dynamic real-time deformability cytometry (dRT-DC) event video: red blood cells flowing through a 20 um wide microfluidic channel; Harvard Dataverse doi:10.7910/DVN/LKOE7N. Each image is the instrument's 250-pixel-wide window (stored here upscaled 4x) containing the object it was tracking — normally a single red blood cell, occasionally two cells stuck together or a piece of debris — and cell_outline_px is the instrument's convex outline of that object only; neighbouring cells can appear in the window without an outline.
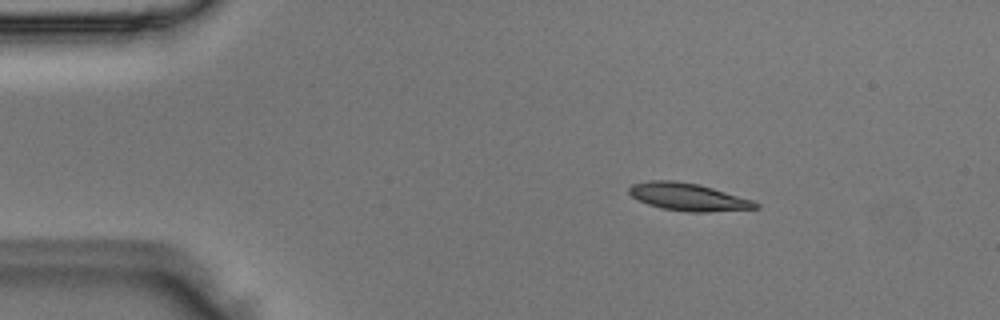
{"species": "Egyptian fruit bat (a non-hibernating species)", "species_latin": "Rousettus aegyptiacus", "temperature_condition": "room temperature", "stored_images_in_passage": 43, "camera_frame_rate_fps": 3000, "um_per_image_px": 0.085, "animal": {"sex": "male"}, "frame": {"image": 1, "passage_image": 1, "time_ms": 0.0, "image_size_px": [1000, 320], "cell_outline_px": [[760, 208], [708, 212], [688, 212], [660, 208], [648, 204], [632, 196], [628, 192], [628, 188], [632, 184], [648, 180], [676, 180], [700, 184], [752, 200], [760, 204]], "centroid_in_image_um": [58.49, 16.73], "position_along_channel_um": 26.5, "area_um2": 20.4}}
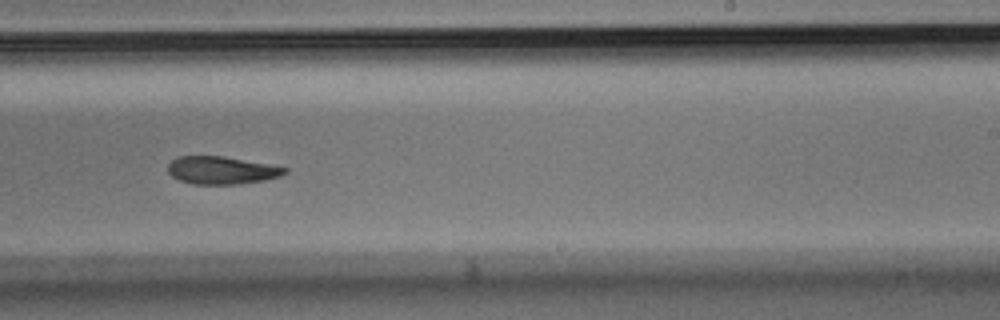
{"frame": {"image": 2, "passage_image": 24, "time_ms": 7.667, "image_size_px": [1000, 320], "cell_outline_px": [[288, 172], [280, 176], [264, 180], [236, 184], [192, 184], [180, 180], [172, 176], [168, 172], [168, 164], [176, 156], [224, 156], [272, 164], [288, 168]], "centroid_in_image_um": [18.85, 14.46], "position_along_channel_um": 270.1, "area_um2": 19.02}}
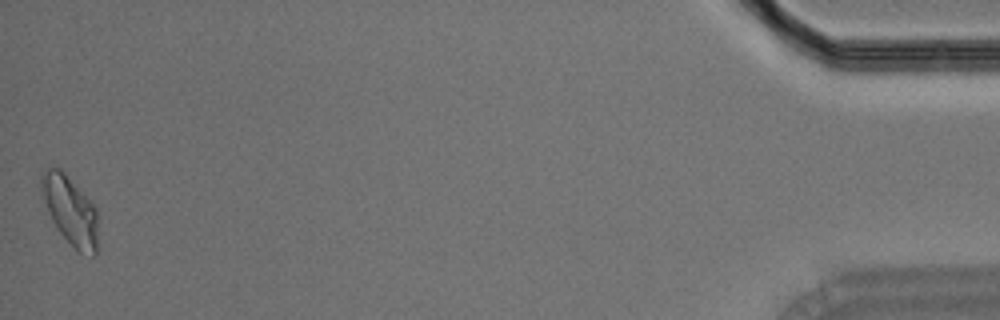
{"frame": {"image": 3, "passage_image": 43, "time_ms": 14.0, "image_size_px": [1000, 320], "cell_outline_px": [[96, 252], [92, 256], [76, 252], [60, 232], [52, 220], [48, 212], [40, 188], [40, 176], [48, 168], [60, 168], [64, 172], [96, 208]], "centroid_in_image_um": [5.94, 17.9], "position_along_channel_um": 429.3, "area_um2": 22.2}}